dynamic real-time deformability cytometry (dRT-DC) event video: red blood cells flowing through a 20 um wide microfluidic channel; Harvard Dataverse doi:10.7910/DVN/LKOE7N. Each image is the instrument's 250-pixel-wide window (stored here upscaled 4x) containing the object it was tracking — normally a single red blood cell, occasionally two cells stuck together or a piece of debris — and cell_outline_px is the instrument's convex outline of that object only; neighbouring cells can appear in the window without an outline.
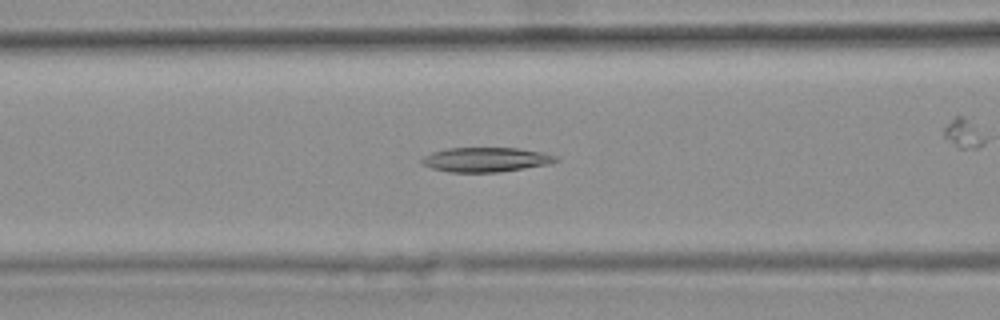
{"species": "common noctule bat (a hibernating species)", "species_latin": "Nyctalus noctula", "temperature_condition": "warm", "stored_images_in_passage": 48, "camera_frame_rate_fps": 3000, "um_per_image_px": 0.085, "animal": {"sex": "female", "body_mass_g": 25.1}, "frame": {"image": 1, "passage_image": 21, "time_ms": 6.667, "image_size_px": [1000, 320], "cell_outline_px": [[560, 160], [548, 164], [500, 172], [448, 172], [432, 168], [424, 164], [420, 160], [424, 156], [432, 152], [448, 148], [516, 148], [544, 152], [560, 156]], "centroid_in_image_um": [41.35, 13.56], "position_along_channel_um": 125.3, "area_um2": 19.19}}
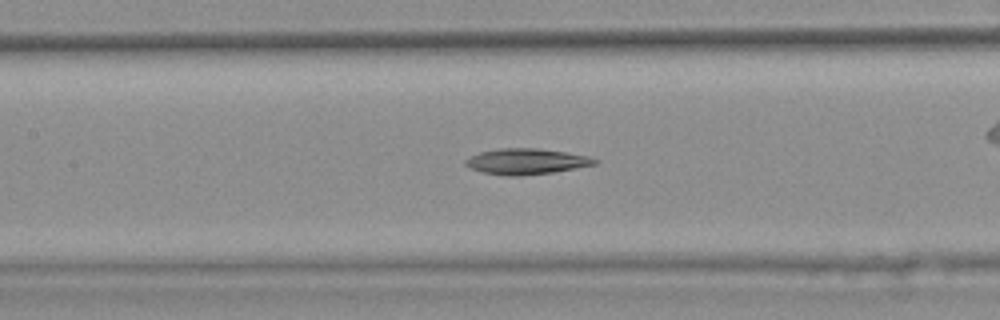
{"frame": {"image": 2, "passage_image": 24, "time_ms": 7.667, "image_size_px": [1000, 320], "cell_outline_px": [[596, 164], [576, 168], [552, 172], [520, 176], [504, 176], [484, 172], [472, 168], [464, 164], [464, 160], [480, 152], [500, 148], [536, 148], [564, 152], [584, 156], [596, 160]], "centroid_in_image_um": [44.68, 13.73], "position_along_channel_um": 162.7, "area_um2": 19.02}}
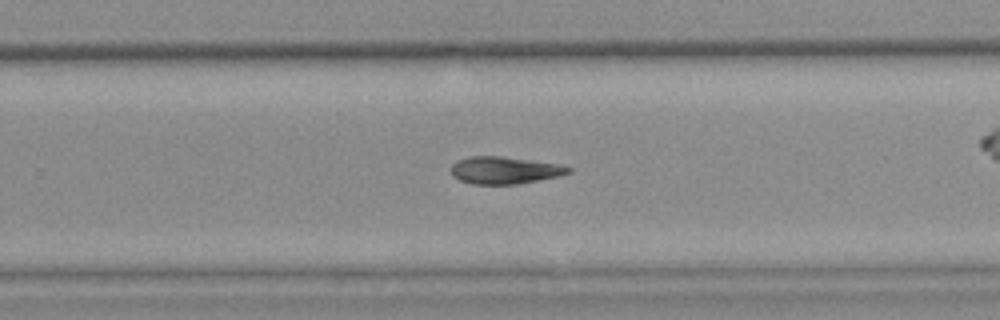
{"frame": {"image": 3, "passage_image": 34, "time_ms": 11.0, "image_size_px": [1000, 320], "cell_outline_px": [[572, 172], [556, 176], [516, 184], [472, 184], [460, 180], [452, 176], [452, 164], [456, 160], [468, 156], [500, 156], [556, 164], [572, 168]], "centroid_in_image_um": [42.82, 14.47], "position_along_channel_um": 287.0, "area_um2": 18.32}}